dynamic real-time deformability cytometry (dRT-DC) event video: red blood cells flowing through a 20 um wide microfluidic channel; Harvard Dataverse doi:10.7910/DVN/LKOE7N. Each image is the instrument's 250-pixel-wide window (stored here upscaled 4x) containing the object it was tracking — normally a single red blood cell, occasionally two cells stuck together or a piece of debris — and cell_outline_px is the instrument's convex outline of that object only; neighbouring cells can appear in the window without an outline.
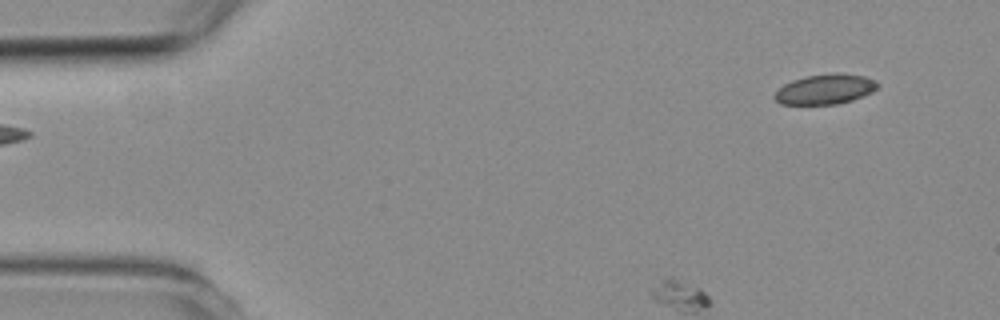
{"species": "common noctule bat (a hibernating species)", "species_latin": "Nyctalus noctula", "temperature_condition": "room temperature", "stored_images_in_passage": 3, "segment_of_instrument_passage": [2, 2], "camera_frame_rate_fps": 3000, "um_per_image_px": 0.085, "animal": {"sex": "female", "body_mass_g": 19.3, "forearm_length_mm": 54.1}, "frame": {"image": 1, "passage_image": 3, "time_ms": 2.333, "image_size_px": [1000, 320], "cell_outline_px": [[880, 84], [872, 92], [852, 100], [836, 104], [780, 104], [772, 96], [784, 84], [792, 80], [804, 76], [832, 72], [840, 72], [864, 76], [876, 80]], "centroid_in_image_um": [70.15, 7.56], "position_along_channel_um": 14.9, "area_um2": 18.21}}